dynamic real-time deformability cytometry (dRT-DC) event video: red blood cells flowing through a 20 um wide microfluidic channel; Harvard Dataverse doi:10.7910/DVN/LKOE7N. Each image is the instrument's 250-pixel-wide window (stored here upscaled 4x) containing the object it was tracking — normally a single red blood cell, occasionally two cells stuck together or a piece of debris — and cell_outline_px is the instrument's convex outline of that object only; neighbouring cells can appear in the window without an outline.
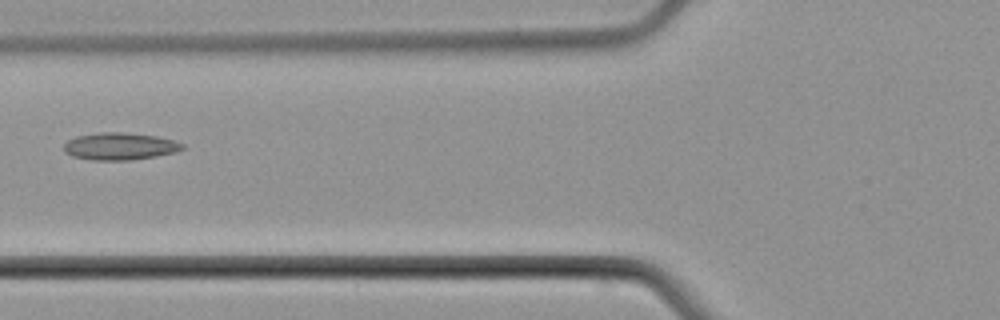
{"species": "common noctule bat (a hibernating species)", "species_latin": "Nyctalus noctula", "temperature_condition": "cold", "stored_images_in_passage": 3, "camera_frame_rate_fps": 3000, "um_per_image_px": 0.085, "animal": {"sex": "male", "body_mass_g": 21.5, "forearm_length_mm": 52.0}, "frame": {"image": 1, "passage_image": 3, "time_ms": 2.333, "image_size_px": [1000, 320], "cell_outline_px": [[184, 148], [176, 152], [156, 156], [132, 160], [92, 160], [72, 156], [64, 152], [64, 144], [68, 140], [76, 136], [100, 132], [124, 132], [156, 136], [176, 140], [184, 144]], "centroid_in_image_um": [10.2, 12.43], "position_along_channel_um": 115.6, "area_um2": 18.96}}